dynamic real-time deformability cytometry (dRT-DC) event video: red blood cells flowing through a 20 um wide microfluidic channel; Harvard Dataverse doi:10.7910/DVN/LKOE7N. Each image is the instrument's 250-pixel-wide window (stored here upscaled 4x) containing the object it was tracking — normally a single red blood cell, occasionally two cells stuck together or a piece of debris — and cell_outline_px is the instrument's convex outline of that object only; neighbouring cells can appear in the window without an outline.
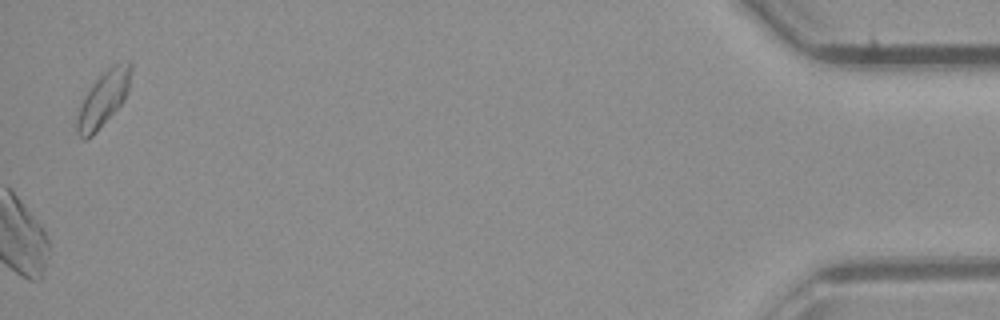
{"species": "common noctule bat (a hibernating species)", "species_latin": "Nyctalus noctula", "temperature_condition": "room temperature", "stored_images_in_passage": 32, "segment_of_instrument_passage": [2, 2], "camera_frame_rate_fps": 3000, "um_per_image_px": 0.085, "animal": {"sex": "male", "body_mass_g": 23.1, "forearm_length_mm": 52.7}, "frame": {"image": 1, "passage_image": 32, "time_ms": 10.333, "image_size_px": [1000, 320], "cell_outline_px": [[132, 68], [128, 92], [124, 100], [96, 132], [92, 136], [84, 140], [76, 132], [76, 120], [80, 104], [84, 96], [96, 80], [108, 68], [116, 64], [128, 60], [132, 60]], "centroid_in_image_um": [8.79, 8.39], "position_along_channel_um": 426.4, "area_um2": 17.17}}